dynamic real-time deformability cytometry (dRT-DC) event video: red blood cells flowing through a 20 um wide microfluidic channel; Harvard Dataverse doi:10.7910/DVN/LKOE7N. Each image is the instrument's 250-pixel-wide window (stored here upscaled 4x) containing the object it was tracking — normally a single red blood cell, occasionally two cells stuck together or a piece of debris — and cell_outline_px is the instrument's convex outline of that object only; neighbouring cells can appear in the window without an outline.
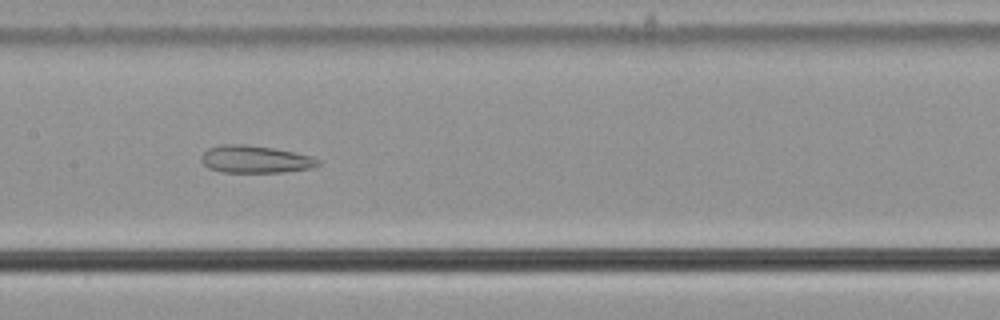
{"species": "common noctule bat (a hibernating species)", "species_latin": "Nyctalus noctula", "temperature_condition": "cold", "stored_images_in_passage": 42, "camera_frame_rate_fps": 3000, "um_per_image_px": 0.085, "animal": {"sex": "male", "body_mass_g": 21.5, "forearm_length_mm": 52.0}, "frame": {"image": 1, "passage_image": 14, "time_ms": 4.333, "image_size_px": [1000, 320], "cell_outline_px": [[320, 164], [312, 168], [284, 172], [224, 172], [208, 168], [200, 160], [200, 156], [208, 148], [224, 144], [244, 144], [272, 148], [312, 156], [320, 160]], "centroid_in_image_um": [21.68, 13.54], "position_along_channel_um": 185.7, "area_um2": 18.61}}
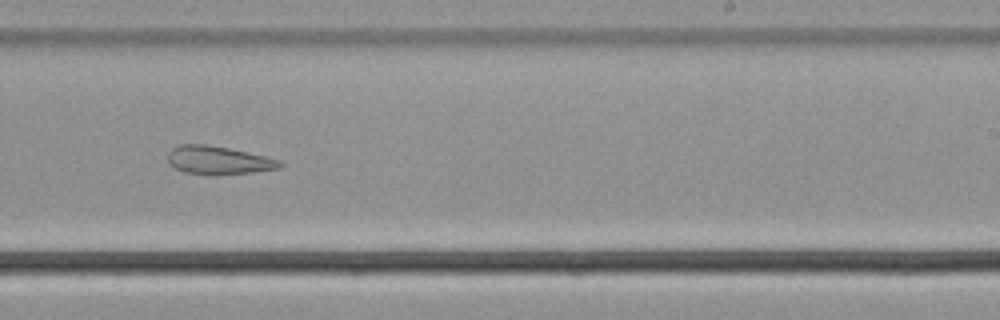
{"frame": {"image": 2, "passage_image": 21, "time_ms": 6.667, "image_size_px": [1000, 320], "cell_outline_px": [[284, 164], [280, 168], [252, 172], [216, 176], [212, 176], [184, 172], [168, 164], [168, 152], [172, 148], [180, 144], [208, 144], [228, 148], [264, 156], [280, 160]], "centroid_in_image_um": [18.53, 13.63], "position_along_channel_um": 270.5, "area_um2": 18.67}}
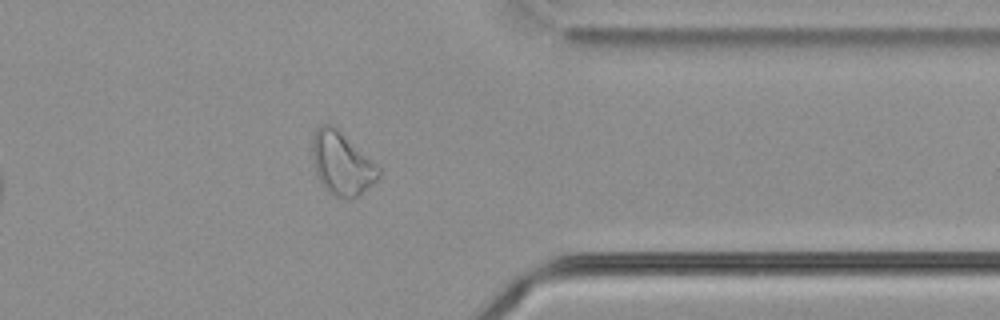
{"frame": {"image": 3, "passage_image": 31, "time_ms": 10.0, "image_size_px": [1000, 320], "cell_outline_px": [[380, 176], [376, 180], [356, 196], [348, 200], [336, 196], [328, 192], [324, 188], [316, 176], [312, 160], [312, 132], [320, 124], [332, 124], [376, 164], [380, 168]], "centroid_in_image_um": [28.99, 13.88], "position_along_channel_um": 382.4, "area_um2": 24.28}, "authors_computed_cell_mechanics": {"area_um2": 21.3571, "velocity_mm_per_s": 3.6462, "shape_relaxation_time_tau1_ms": null, "shape_relaxation_time_tau2_ms": 2.5612, "deformation_change_tau1": null, "deformation_change_tau2": 0.107}}